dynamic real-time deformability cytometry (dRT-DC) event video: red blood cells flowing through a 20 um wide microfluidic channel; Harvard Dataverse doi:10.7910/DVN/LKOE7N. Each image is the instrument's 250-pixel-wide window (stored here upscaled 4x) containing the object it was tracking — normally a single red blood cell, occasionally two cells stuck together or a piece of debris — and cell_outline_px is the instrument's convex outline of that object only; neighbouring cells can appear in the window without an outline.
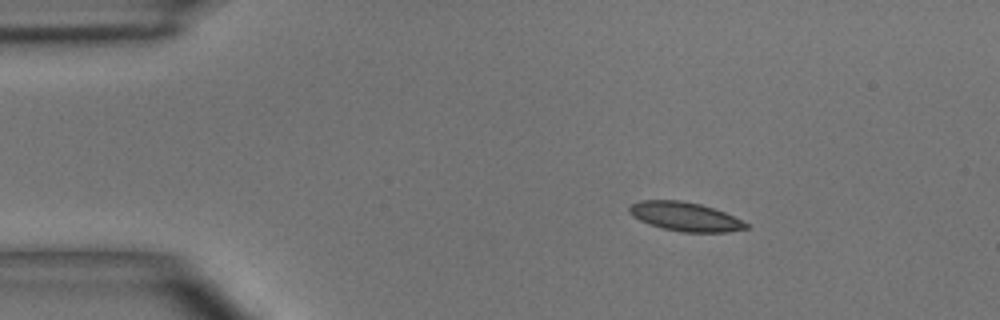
{"species": "common noctule bat (a hibernating species)", "species_latin": "Nyctalus noctula", "temperature_condition": "room temperature", "stored_images_in_passage": 7, "camera_frame_rate_fps": 3000, "um_per_image_px": 0.085, "animal": {"sex": "male", "body_mass_g": 15.6}, "frame": {"image": 1, "passage_image": 1, "time_ms": 0.0, "image_size_px": [1000, 320], "cell_outline_px": [[748, 228], [728, 232], [684, 232], [664, 228], [648, 224], [632, 216], [628, 212], [628, 208], [632, 204], [640, 200], [680, 200], [700, 204], [724, 212], [748, 224]], "centroid_in_image_um": [58.2, 18.41], "position_along_channel_um": 26.8, "area_um2": 19.48}}
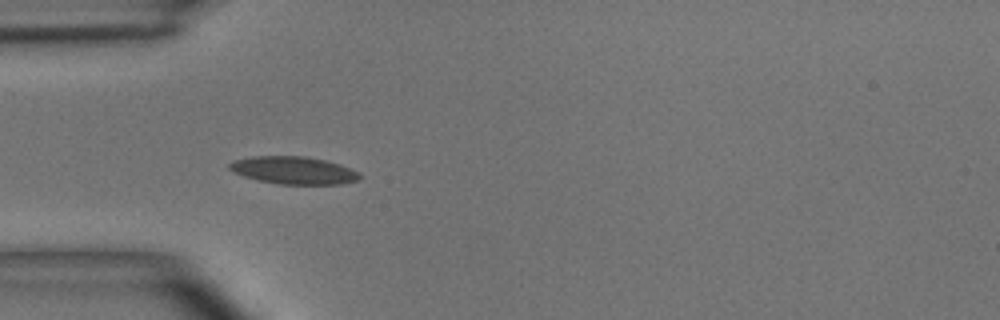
{"frame": {"image": 2, "passage_image": 3, "time_ms": 2.333, "image_size_px": [1000, 320], "cell_outline_px": [[364, 176], [360, 180], [340, 184], [280, 184], [256, 180], [244, 176], [228, 168], [228, 164], [236, 160], [252, 156], [304, 156], [324, 160], [340, 164], [360, 172]], "centroid_in_image_um": [25.02, 14.48], "position_along_channel_um": 60.0, "area_um2": 20.98}}
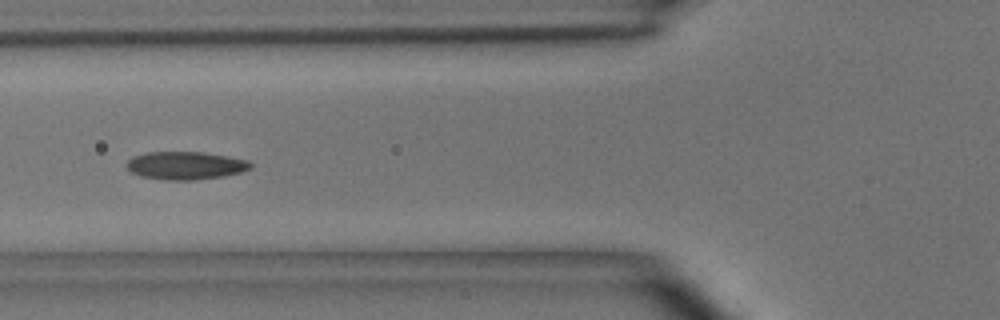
{"frame": {"image": 3, "passage_image": 4, "time_ms": 3.667, "image_size_px": [1000, 320], "cell_outline_px": [[252, 168], [240, 172], [220, 176], [196, 180], [168, 180], [140, 176], [132, 172], [124, 164], [132, 156], [148, 152], [200, 152], [248, 160], [252, 164]], "centroid_in_image_um": [15.73, 14.07], "position_along_channel_um": 110.1, "area_um2": 20.0}}